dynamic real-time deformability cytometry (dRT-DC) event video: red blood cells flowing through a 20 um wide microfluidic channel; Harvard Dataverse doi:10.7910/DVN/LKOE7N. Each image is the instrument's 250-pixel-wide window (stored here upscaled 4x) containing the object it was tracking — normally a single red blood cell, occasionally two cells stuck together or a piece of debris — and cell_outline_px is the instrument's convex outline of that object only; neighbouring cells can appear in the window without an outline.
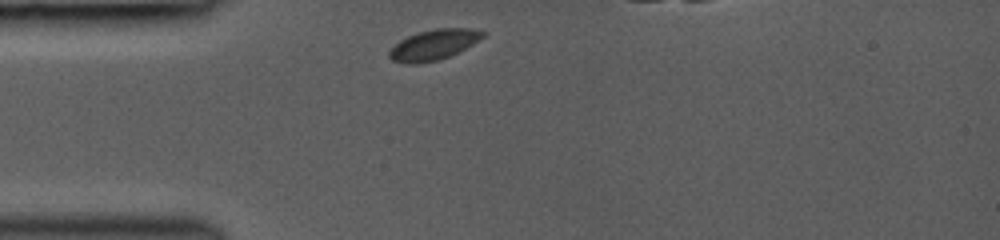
{"species": "common noctule bat (a hibernating species)", "species_latin": "Nyctalus noctula", "temperature_condition": "room temperature", "stored_images_in_passage": 30, "camera_frame_rate_fps": 3000, "um_per_image_px": 0.085, "animal": {"sex": "female", "body_mass_g": 19.0, "forearm_length_mm": 53.3}, "frame": {"image": 1, "passage_image": 1, "time_ms": 0.0, "image_size_px": [1000, 240], "cell_outline_px": [[488, 32], [484, 36], [472, 44], [440, 60], [420, 64], [408, 64], [392, 60], [388, 56], [388, 52], [400, 40], [408, 36], [420, 32], [436, 28], [468, 28]], "centroid_in_image_um": [36.85, 3.81], "position_along_channel_um": 48.2, "area_um2": 16.42}}
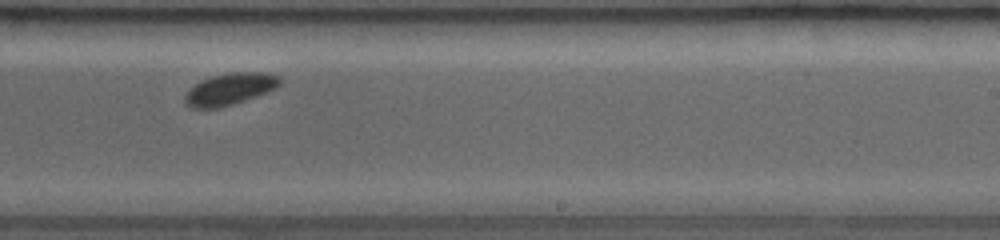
{"frame": {"image": 2, "passage_image": 18, "time_ms": 5.667, "image_size_px": [1000, 240], "cell_outline_px": [[280, 84], [276, 88], [268, 92], [232, 104], [216, 108], [192, 108], [184, 104], [184, 96], [200, 80], [212, 76], [228, 72], [264, 72], [280, 76]], "centroid_in_image_um": [19.54, 7.56], "position_along_channel_um": 269.5, "area_um2": 17.51}}
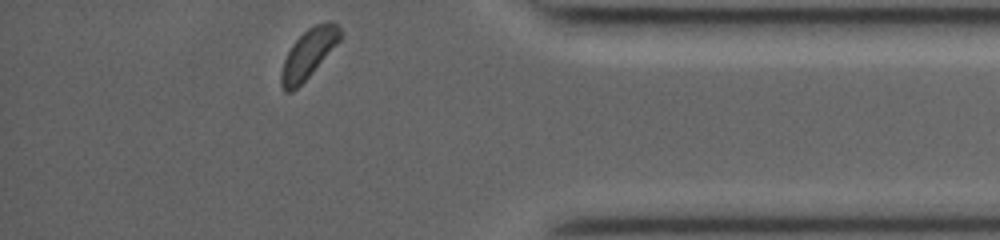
{"frame": {"image": 3, "passage_image": 29, "time_ms": 9.333, "image_size_px": [1000, 240], "cell_outline_px": [[344, 32], [340, 40], [312, 72], [292, 92], [284, 92], [280, 84], [280, 76], [284, 60], [292, 44], [308, 28], [316, 24], [328, 20], [332, 20]], "centroid_in_image_um": [26.23, 4.53], "position_along_channel_um": 409.0, "area_um2": 16.7}}